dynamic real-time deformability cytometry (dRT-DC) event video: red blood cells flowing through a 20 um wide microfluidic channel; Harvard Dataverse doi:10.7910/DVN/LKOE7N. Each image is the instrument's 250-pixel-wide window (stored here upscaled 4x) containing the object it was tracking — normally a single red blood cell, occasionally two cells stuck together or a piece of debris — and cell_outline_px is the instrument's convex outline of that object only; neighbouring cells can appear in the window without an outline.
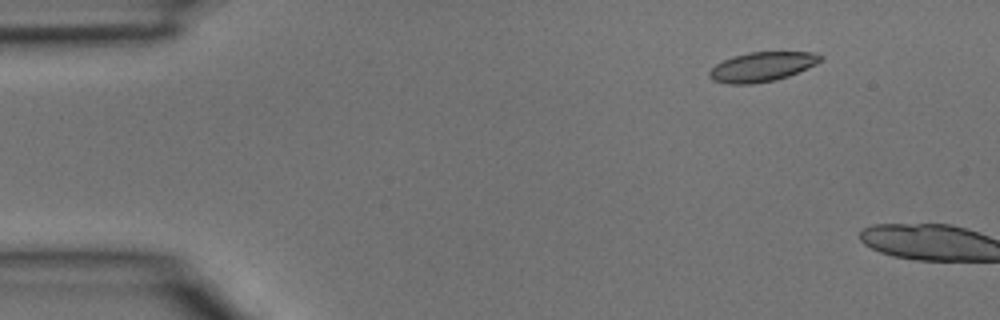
{"species": "common noctule bat (a hibernating species)", "species_latin": "Nyctalus noctula", "temperature_condition": "room temperature", "stored_images_in_passage": 2, "camera_frame_rate_fps": 3000, "um_per_image_px": 0.085, "animal": {"sex": "male", "body_mass_g": 15.6}, "frame": {"image": 1, "passage_image": 1, "time_ms": 0.0, "image_size_px": [1000, 320], "cell_outline_px": [[824, 60], [816, 64], [788, 76], [776, 80], [752, 84], [728, 84], [712, 80], [708, 76], [708, 72], [716, 64], [732, 56], [748, 52], [812, 52], [824, 56]], "centroid_in_image_um": [64.77, 5.67], "position_along_channel_um": 20.2, "area_um2": 19.19}}